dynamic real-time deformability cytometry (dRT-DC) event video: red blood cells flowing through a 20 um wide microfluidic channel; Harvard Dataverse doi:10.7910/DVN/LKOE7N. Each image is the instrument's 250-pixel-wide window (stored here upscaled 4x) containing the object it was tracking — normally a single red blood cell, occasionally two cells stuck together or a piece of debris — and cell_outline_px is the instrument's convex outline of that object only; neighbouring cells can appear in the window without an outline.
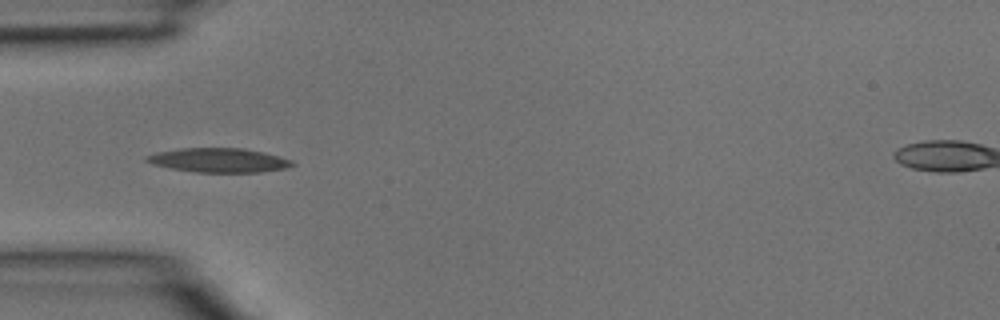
{"species": "common noctule bat (a hibernating species)", "species_latin": "Nyctalus noctula", "temperature_condition": "room temperature", "stored_images_in_passage": 5, "camera_frame_rate_fps": 3000, "um_per_image_px": 0.085, "animal": {"sex": "male", "body_mass_g": 15.6}, "frame": {"image": 1, "passage_image": 4, "time_ms": 1.0, "image_size_px": [1000, 320], "cell_outline_px": [[296, 164], [288, 168], [260, 172], [196, 172], [172, 168], [152, 164], [144, 160], [144, 156], [156, 152], [180, 148], [244, 148], [292, 160]], "centroid_in_image_um": [18.57, 13.62], "position_along_channel_um": 66.4, "area_um2": 20.46}}